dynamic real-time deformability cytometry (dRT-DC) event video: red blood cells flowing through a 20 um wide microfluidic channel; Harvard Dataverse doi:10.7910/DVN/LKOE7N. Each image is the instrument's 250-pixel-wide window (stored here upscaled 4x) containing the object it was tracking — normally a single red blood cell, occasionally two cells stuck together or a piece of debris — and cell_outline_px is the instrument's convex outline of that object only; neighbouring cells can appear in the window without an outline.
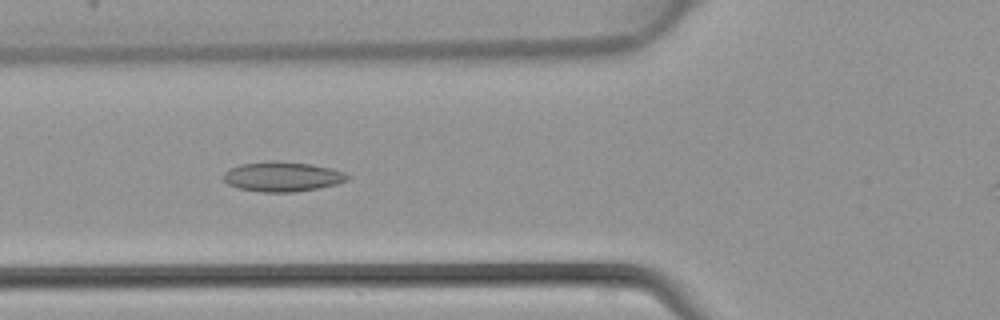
{"species": "common noctule bat (a hibernating species)", "species_latin": "Nyctalus noctula", "temperature_condition": "warm", "stored_images_in_passage": 41, "camera_frame_rate_fps": 3000, "um_per_image_px": 0.085, "animal": {"sex": "female", "body_mass_g": 22.7, "forearm_length_mm": 54.2}, "frame": {"image": 1, "passage_image": 17, "time_ms": 5.333, "image_size_px": [1000, 320], "cell_outline_px": [[352, 176], [348, 180], [336, 184], [320, 188], [292, 192], [260, 192], [240, 188], [228, 184], [220, 176], [228, 168], [240, 164], [268, 160], [272, 160], [312, 164], [332, 168], [344, 172]], "centroid_in_image_um": [23.99, 15.0], "position_along_channel_um": 101.8, "area_um2": 21.91}}
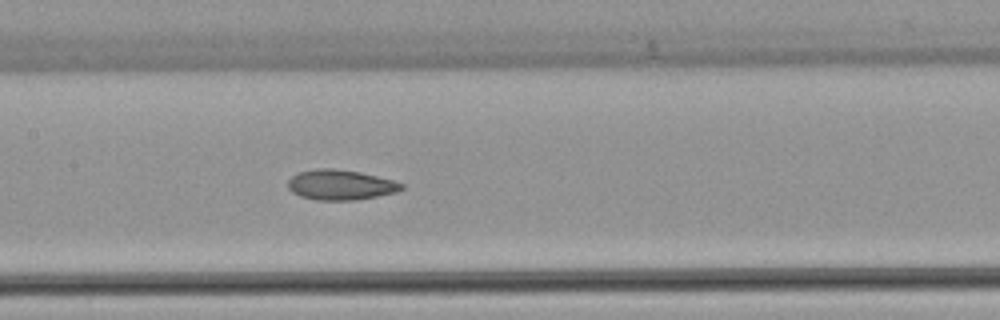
{"frame": {"image": 2, "passage_image": 22, "time_ms": 7.0, "image_size_px": [1000, 320], "cell_outline_px": [[404, 188], [396, 192], [356, 200], [316, 200], [300, 196], [292, 192], [288, 188], [288, 180], [292, 176], [300, 172], [316, 168], [332, 168], [360, 172], [392, 180], [404, 184]], "centroid_in_image_um": [28.93, 15.71], "position_along_channel_um": 178.5, "area_um2": 19.88}}
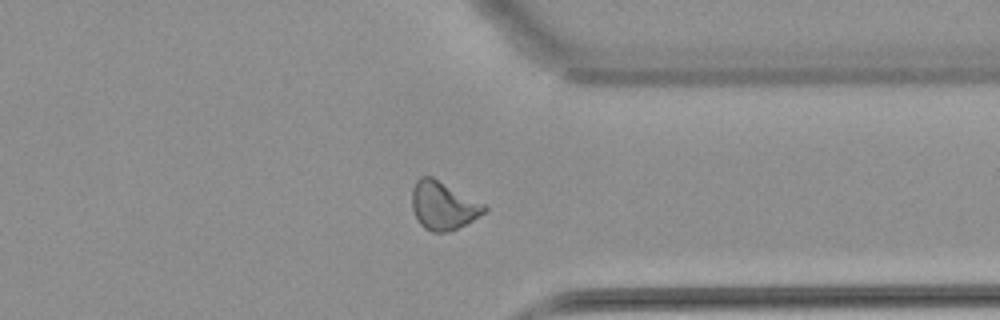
{"frame": {"image": 3, "passage_image": 35, "time_ms": 11.333, "image_size_px": [1000, 320], "cell_outline_px": [[488, 212], [448, 232], [432, 232], [424, 228], [420, 224], [412, 208], [412, 188], [416, 180], [420, 176], [432, 176], [484, 204], [488, 208]], "centroid_in_image_um": [37.66, 17.46], "position_along_channel_um": 373.7, "area_um2": 20.23}}